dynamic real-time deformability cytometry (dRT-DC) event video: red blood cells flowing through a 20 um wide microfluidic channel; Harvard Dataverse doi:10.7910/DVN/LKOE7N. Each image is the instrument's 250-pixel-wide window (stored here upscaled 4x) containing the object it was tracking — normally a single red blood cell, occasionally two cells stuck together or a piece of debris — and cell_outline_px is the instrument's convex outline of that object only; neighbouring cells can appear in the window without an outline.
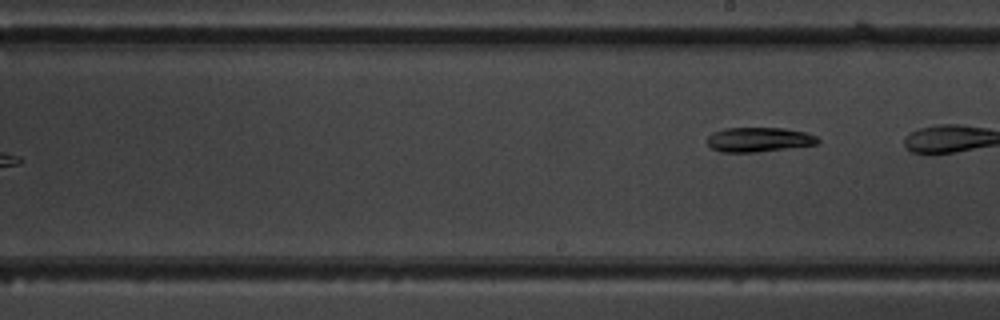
{"species": "common noctule bat (a hibernating species)", "species_latin": "Nyctalus noctula", "temperature_condition": "warm", "stored_images_in_passage": 10, "camera_frame_rate_fps": 3000, "um_per_image_px": 0.085, "animal": {"sex": "male", "body_mass_g": 19.5, "forearm_length_mm": 54.6}, "frame": {"image": 1, "passage_image": 10, "time_ms": 10.667, "image_size_px": [1000, 320], "cell_outline_px": [[820, 144], [756, 152], [720, 152], [712, 148], [708, 144], [708, 136], [712, 132], [724, 128], [784, 128], [804, 132], [816, 136], [820, 140]], "centroid_in_image_um": [64.51, 11.86], "position_along_channel_um": 224.5, "area_um2": 15.84}}